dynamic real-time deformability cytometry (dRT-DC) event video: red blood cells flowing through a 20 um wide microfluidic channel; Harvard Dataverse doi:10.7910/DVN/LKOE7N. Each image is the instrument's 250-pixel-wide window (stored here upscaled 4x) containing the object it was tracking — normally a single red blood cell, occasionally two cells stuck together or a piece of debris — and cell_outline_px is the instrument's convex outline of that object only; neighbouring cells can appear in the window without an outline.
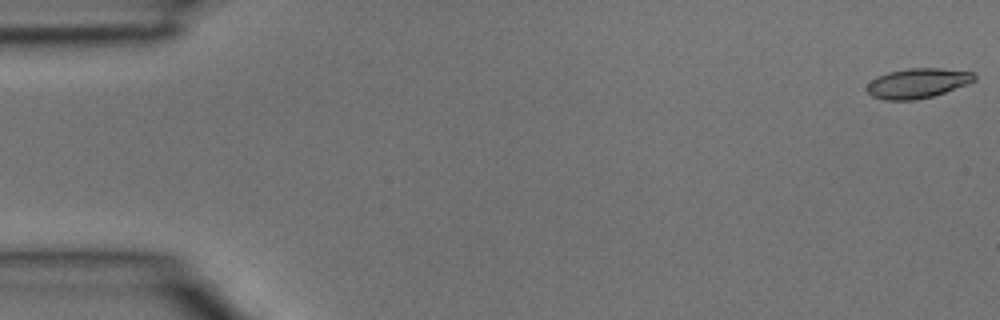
{"species": "common noctule bat (a hibernating species)", "species_latin": "Nyctalus noctula", "temperature_condition": "room temperature", "stored_images_in_passage": 4, "segment_of_instrument_passage": [2, 2], "camera_frame_rate_fps": 3000, "um_per_image_px": 0.085, "animal": {"sex": "male", "body_mass_g": 15.6}, "frame": {"image": 1, "passage_image": 4, "time_ms": 1.0, "image_size_px": [1000, 320], "cell_outline_px": [[976, 80], [968, 84], [932, 96], [916, 100], [884, 100], [872, 96], [864, 88], [876, 76], [888, 72], [908, 68], [940, 68], [976, 72]], "centroid_in_image_um": [78.0, 7.06], "position_along_channel_um": 7.0, "area_um2": 18.84}}